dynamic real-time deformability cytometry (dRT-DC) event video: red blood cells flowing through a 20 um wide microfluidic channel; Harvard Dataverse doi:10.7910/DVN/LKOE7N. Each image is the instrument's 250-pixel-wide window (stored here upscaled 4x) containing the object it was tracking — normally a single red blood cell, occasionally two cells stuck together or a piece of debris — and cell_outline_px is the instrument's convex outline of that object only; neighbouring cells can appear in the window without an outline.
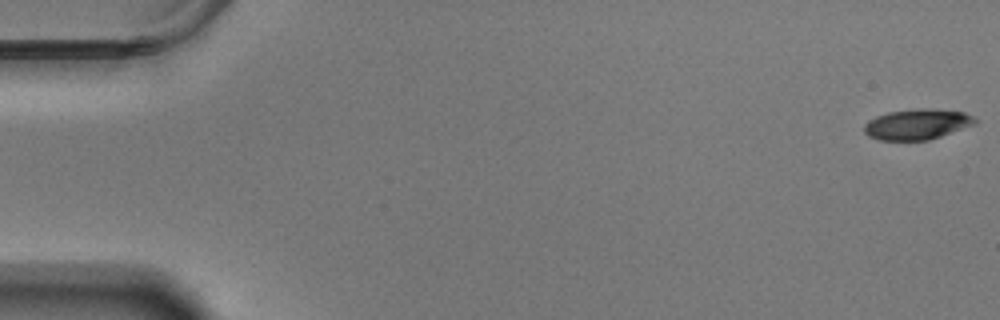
{"species": "Egyptian fruit bat (a non-hibernating species)", "species_latin": "Rousettus aegyptiacus", "temperature_condition": "warm", "stored_images_in_passage": 58, "camera_frame_rate_fps": 3000, "um_per_image_px": 0.085, "animal": {"sex": "male"}, "frame": {"image": 1, "passage_image": 1, "time_ms": 0.0, "image_size_px": [1000, 320], "cell_outline_px": [[980, 120], [976, 124], [928, 140], [880, 140], [868, 136], [864, 132], [864, 124], [868, 120], [876, 116], [888, 112], [920, 108], [932, 108], [964, 112]], "centroid_in_image_um": [77.97, 10.55], "position_along_channel_um": 7.0, "area_um2": 19.83}}
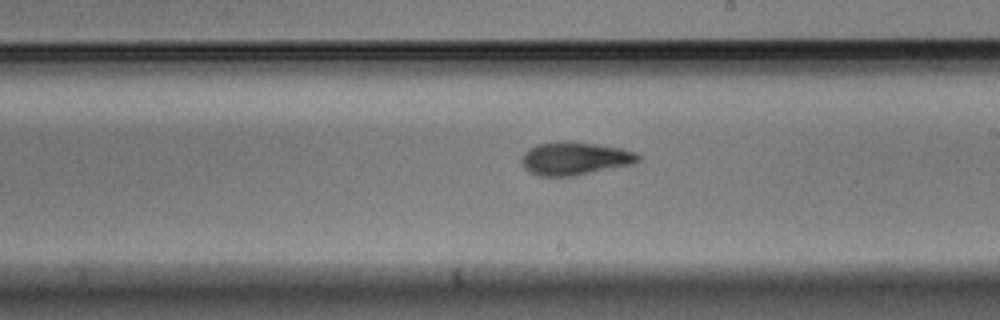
{"frame": {"image": 2, "passage_image": 34, "time_ms": 11.0, "image_size_px": [1000, 320], "cell_outline_px": [[640, 160], [632, 164], [576, 176], [540, 176], [528, 172], [520, 164], [520, 156], [528, 148], [536, 144], [564, 140], [596, 144], [620, 148], [636, 152], [640, 156]], "centroid_in_image_um": [48.8, 13.47], "position_along_channel_um": 240.2, "area_um2": 22.83}}
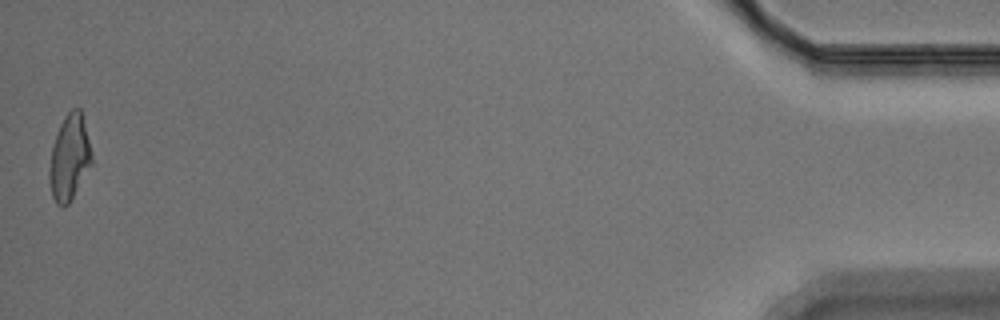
{"frame": {"image": 3, "passage_image": 58, "time_ms": 19.0, "image_size_px": [1000, 320], "cell_outline_px": [[92, 164], [68, 204], [64, 208], [56, 204], [52, 196], [48, 176], [48, 172], [52, 148], [60, 124], [64, 116], [72, 108], [80, 108], [92, 156]], "centroid_in_image_um": [5.88, 13.43], "position_along_channel_um": 429.3, "area_um2": 20.81}, "authors_computed_cell_mechanics": {"area_um2": 21.5883, "velocity_mm_per_s": 3.5039, "shape_relaxation_time_tau1_ms": 3.7994, "shape_relaxation_time_tau2_ms": 3.3909, "deformation_change_tau1": 0.1869, "deformation_change_tau2": 0.1068}}